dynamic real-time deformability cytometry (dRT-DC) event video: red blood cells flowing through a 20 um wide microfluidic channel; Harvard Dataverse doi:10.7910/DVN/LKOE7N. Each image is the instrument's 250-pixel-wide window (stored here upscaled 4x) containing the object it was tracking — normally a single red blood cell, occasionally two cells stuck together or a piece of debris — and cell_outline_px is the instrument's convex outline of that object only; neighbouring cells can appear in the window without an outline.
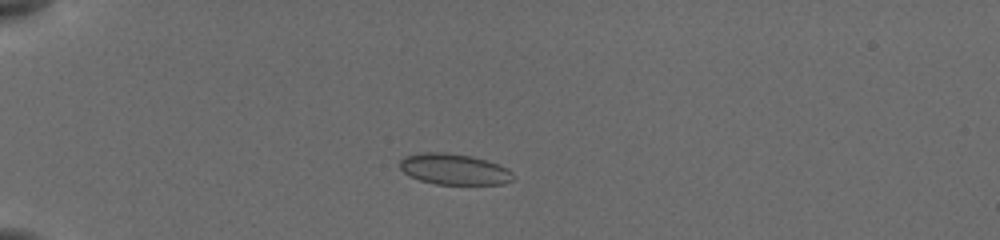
{"species": "common noctule bat (a hibernating species)", "species_latin": "Nyctalus noctula", "temperature_condition": "cold", "stored_images_in_passage": 22, "camera_frame_rate_fps": 3000, "um_per_image_px": 0.085, "animal": {"sex": "female", "body_mass_g": 19.5, "forearm_length_mm": 54.1}, "frame": {"image": 1, "passage_image": 2, "time_ms": 1.0, "image_size_px": [1000, 240], "cell_outline_px": [[516, 180], [504, 184], [436, 184], [420, 180], [408, 176], [400, 168], [400, 160], [404, 156], [424, 152], [444, 152], [472, 156], [508, 168], [516, 176]], "centroid_in_image_um": [38.62, 14.39], "position_along_channel_um": 46.4, "area_um2": 20.58}}
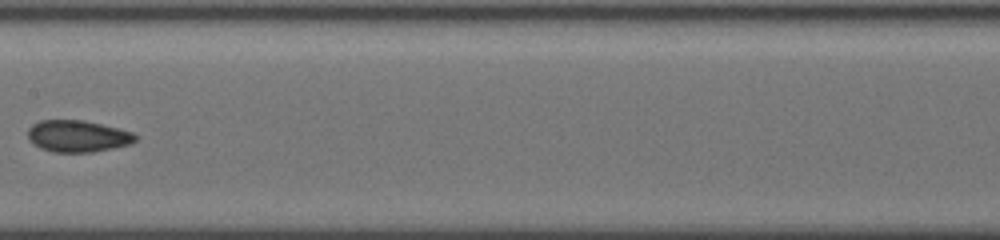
{"frame": {"image": 2, "passage_image": 13, "time_ms": 6.0, "image_size_px": [1000, 240], "cell_outline_px": [[136, 140], [132, 144], [92, 152], [52, 152], [40, 148], [32, 144], [28, 140], [28, 128], [32, 124], [40, 120], [80, 120], [100, 124], [132, 132], [136, 136]], "centroid_in_image_um": [6.55, 11.58], "position_along_channel_um": 200.8, "area_um2": 19.88}}
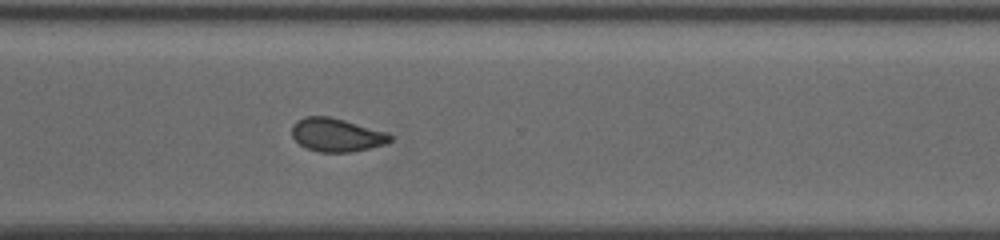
{"frame": {"image": 3, "passage_image": 22, "time_ms": 9.667, "image_size_px": [1000, 240], "cell_outline_px": [[392, 140], [388, 144], [352, 152], [320, 152], [304, 148], [292, 136], [292, 124], [296, 120], [308, 116], [328, 116], [344, 120], [388, 132], [392, 136]], "centroid_in_image_um": [28.62, 11.47], "position_along_channel_um": 342.0, "area_um2": 19.31}}